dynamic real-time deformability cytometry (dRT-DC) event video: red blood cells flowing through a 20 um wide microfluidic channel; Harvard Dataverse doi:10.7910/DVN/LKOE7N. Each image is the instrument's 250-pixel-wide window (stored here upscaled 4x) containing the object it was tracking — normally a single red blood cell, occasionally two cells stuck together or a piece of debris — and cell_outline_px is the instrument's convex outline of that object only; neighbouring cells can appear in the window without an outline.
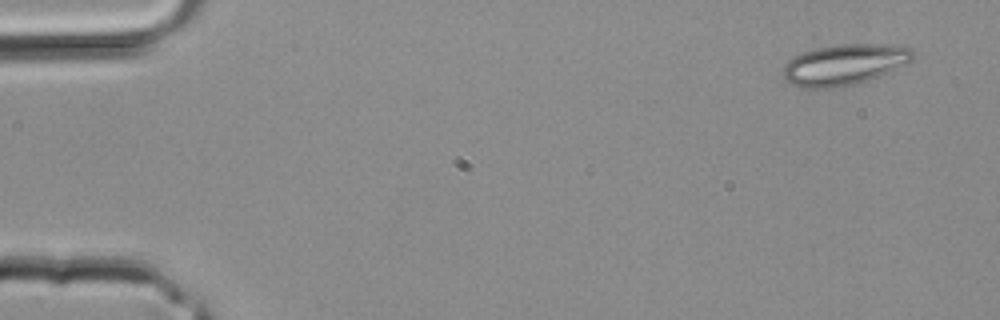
{"species": "common noctule bat (a hibernating species)", "species_latin": "Nyctalus noctula", "temperature_condition": "room temperature", "stored_images_in_passage": 3, "camera_frame_rate_fps": 3000, "um_per_image_px": 0.085, "animal": {"sex": "male", "body_mass_g": 20.4}, "frame": {"image": 1, "passage_image": 1, "time_ms": 0.0, "image_size_px": [1000, 320], "cell_outline_px": [[912, 60], [888, 72], [868, 80], [856, 84], [836, 88], [804, 88], [788, 84], [784, 80], [784, 64], [792, 56], [812, 48], [836, 44], [876, 44], [912, 48]], "centroid_in_image_um": [71.68, 5.5], "position_along_channel_um": 13.3, "area_um2": 30.98}}